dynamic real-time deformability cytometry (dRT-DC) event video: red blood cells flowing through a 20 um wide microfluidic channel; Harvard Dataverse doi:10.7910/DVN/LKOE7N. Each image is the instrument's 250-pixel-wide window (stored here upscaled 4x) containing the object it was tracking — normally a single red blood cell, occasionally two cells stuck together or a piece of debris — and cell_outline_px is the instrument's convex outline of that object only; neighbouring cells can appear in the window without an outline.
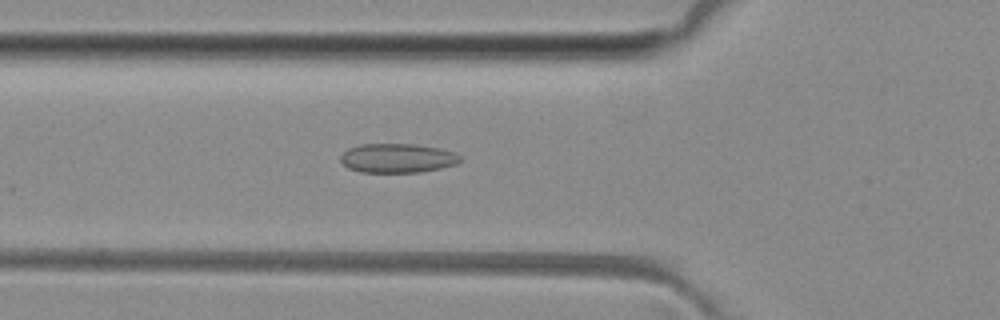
{"species": "common noctule bat (a hibernating species)", "species_latin": "Nyctalus noctula", "temperature_condition": "room temperature", "stored_images_in_passage": 46, "camera_frame_rate_fps": 3000, "um_per_image_px": 0.085, "animal": {"sex": "female", "body_mass_g": 29.2, "forearm_length_mm": 56.3}, "frame": {"image": 1, "passage_image": 18, "time_ms": 5.667, "image_size_px": [1000, 320], "cell_outline_px": [[460, 160], [456, 164], [440, 168], [420, 172], [360, 172], [348, 168], [340, 160], [340, 156], [348, 148], [360, 144], [416, 144], [440, 148], [456, 152], [460, 156]], "centroid_in_image_um": [33.78, 13.43], "position_along_channel_um": 92.0, "area_um2": 20.4}}
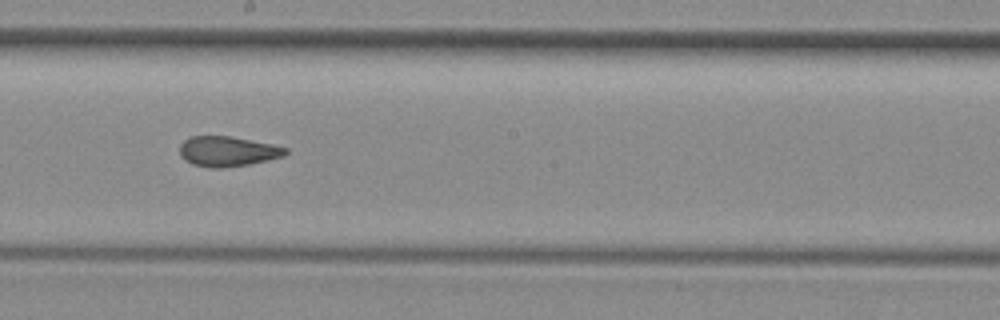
{"frame": {"image": 2, "passage_image": 28, "time_ms": 9.0, "image_size_px": [1000, 320], "cell_outline_px": [[288, 152], [284, 156], [268, 160], [248, 164], [224, 168], [208, 168], [192, 164], [184, 160], [180, 156], [180, 144], [184, 140], [192, 136], [232, 136], [272, 144], [288, 148]], "centroid_in_image_um": [19.34, 12.87], "position_along_channel_um": 228.9, "area_um2": 18.73}}
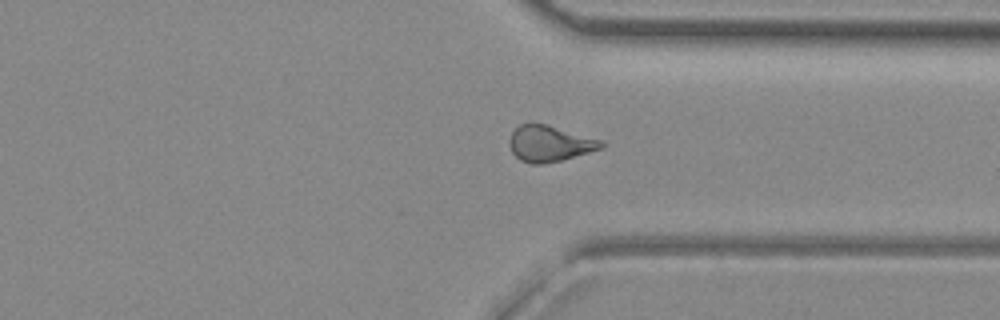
{"frame": {"image": 3, "passage_image": 38, "time_ms": 12.333, "image_size_px": [1000, 320], "cell_outline_px": [[604, 148], [560, 160], [544, 164], [532, 164], [520, 160], [512, 152], [512, 132], [520, 124], [544, 124], [600, 140], [604, 144]], "centroid_in_image_um": [46.73, 12.22], "position_along_channel_um": 364.7, "area_um2": 18.55}, "authors_computed_cell_mechanics": {"area_um2": 19.0451, "velocity_mm_per_s": 4.0896, "shape_relaxation_time_tau1_ms": null, "shape_relaxation_time_tau2_ms": 1.611, "deformation_change_tau1": null, "deformation_change_tau2": 0.0778}}